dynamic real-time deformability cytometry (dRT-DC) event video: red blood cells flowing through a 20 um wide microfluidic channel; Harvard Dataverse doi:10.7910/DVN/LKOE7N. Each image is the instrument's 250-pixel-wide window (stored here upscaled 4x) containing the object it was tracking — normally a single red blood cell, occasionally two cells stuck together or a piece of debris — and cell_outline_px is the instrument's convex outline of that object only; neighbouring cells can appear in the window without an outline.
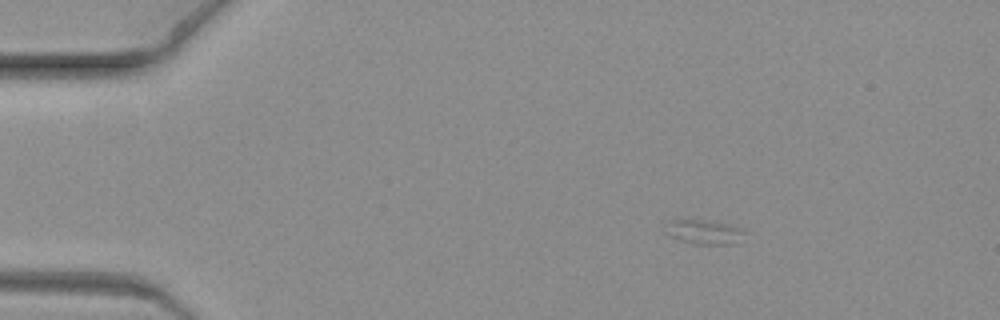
{"species": "common noctule bat (a hibernating species)", "species_latin": "Nyctalus noctula", "temperature_condition": "warm", "stored_images_in_passage": 7, "camera_frame_rate_fps": 3000, "um_per_image_px": 0.085, "animal": {"sex": "female", "body_mass_g": 19.3, "forearm_length_mm": 54.1}, "frame": {"image": 1, "passage_image": 1, "time_ms": 0.0, "image_size_px": [1000, 320], "cell_outline_px": [[744, 232], [732, 244], [692, 244], [680, 240], [664, 232], [664, 220], [676, 216], [688, 216], [712, 220], [728, 224], [740, 228]], "centroid_in_image_um": [59.62, 19.61], "position_along_channel_um": 25.4, "area_um2": 12.08}}